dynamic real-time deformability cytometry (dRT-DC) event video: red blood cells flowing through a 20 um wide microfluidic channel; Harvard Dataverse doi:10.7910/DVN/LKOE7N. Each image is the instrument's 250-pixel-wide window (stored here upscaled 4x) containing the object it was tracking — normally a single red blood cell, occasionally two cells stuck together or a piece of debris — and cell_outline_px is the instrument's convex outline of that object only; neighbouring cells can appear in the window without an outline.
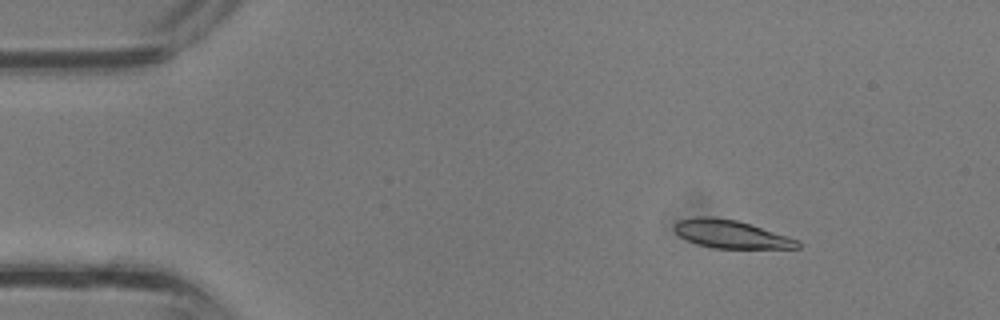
{"species": "common noctule bat (a hibernating species)", "species_latin": "Nyctalus noctula", "temperature_condition": "room temperature", "stored_images_in_passage": 37, "camera_frame_rate_fps": 3000, "um_per_image_px": 0.085, "animal": {"sex": "male", "body_mass_g": 13.3}, "frame": {"image": 1, "passage_image": 5, "time_ms": 1.333, "image_size_px": [1000, 320], "cell_outline_px": [[800, 248], [712, 248], [696, 244], [680, 236], [672, 228], [680, 220], [696, 216], [712, 216], [736, 220], [788, 236], [800, 240]], "centroid_in_image_um": [62.13, 19.9], "position_along_channel_um": 22.9, "area_um2": 20.06}}
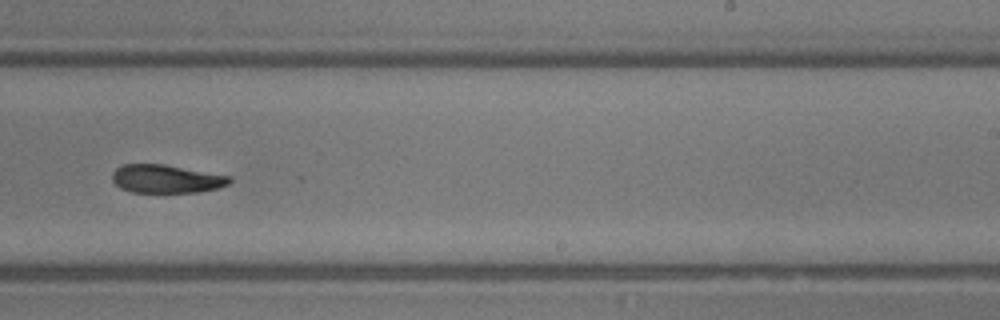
{"frame": {"image": 2, "passage_image": 23, "time_ms": 7.333, "image_size_px": [1000, 320], "cell_outline_px": [[232, 180], [228, 184], [220, 188], [196, 192], [132, 192], [120, 188], [112, 180], [112, 172], [116, 168], [124, 164], [164, 164], [232, 176]], "centroid_in_image_um": [14.15, 15.2], "position_along_channel_um": 274.9, "area_um2": 19.42}}
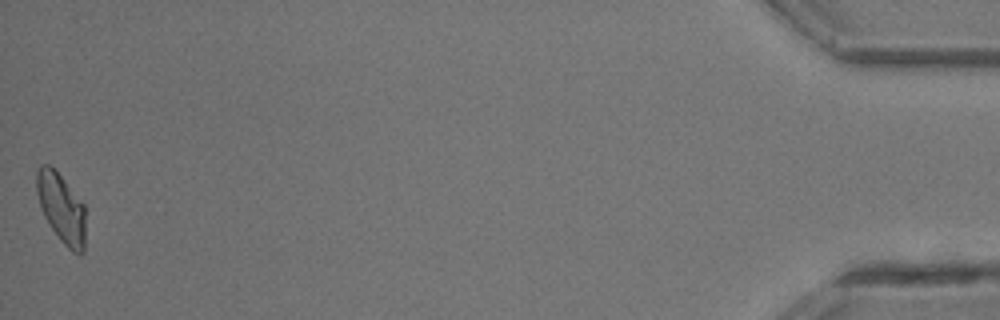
{"frame": {"image": 3, "passage_image": 37, "time_ms": 12.0, "image_size_px": [1000, 320], "cell_outline_px": [[84, 252], [80, 256], [72, 252], [60, 240], [48, 224], [44, 216], [36, 192], [36, 172], [40, 164], [48, 164], [60, 176], [84, 204]], "centroid_in_image_um": [5.2, 17.72], "position_along_channel_um": 430.0, "area_um2": 19.59}}